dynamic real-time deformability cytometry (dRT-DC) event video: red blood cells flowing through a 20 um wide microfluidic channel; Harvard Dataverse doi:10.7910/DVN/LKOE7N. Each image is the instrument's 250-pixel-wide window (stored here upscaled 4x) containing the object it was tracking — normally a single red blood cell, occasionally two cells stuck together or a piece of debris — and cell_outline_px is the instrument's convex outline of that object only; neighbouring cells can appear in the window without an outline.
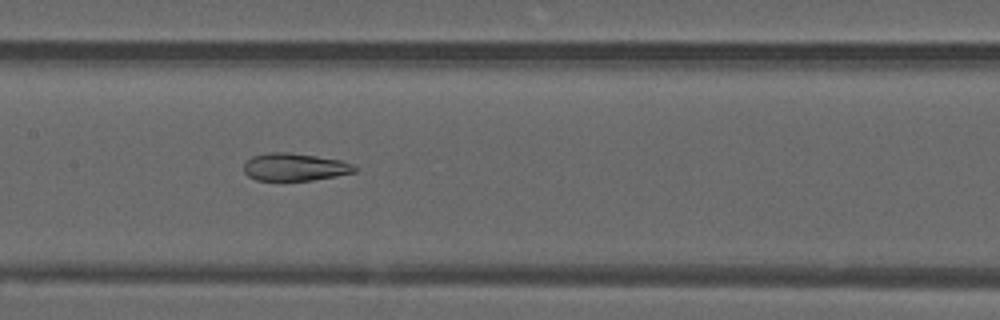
{"species": "common noctule bat (a hibernating species)", "species_latin": "Nyctalus noctula", "temperature_condition": "warm", "stored_images_in_passage": 40, "camera_frame_rate_fps": 3000, "um_per_image_px": 0.085, "animal": {"sex": "male", "forearm_length_mm": 52.5}, "frame": {"image": 1, "passage_image": 21, "time_ms": 6.667, "image_size_px": [1000, 320], "cell_outline_px": [[356, 172], [336, 176], [312, 180], [256, 180], [248, 176], [244, 172], [244, 164], [252, 156], [268, 152], [288, 152], [316, 156], [340, 160], [352, 164], [356, 168]], "centroid_in_image_um": [25.04, 14.19], "position_along_channel_um": 182.4, "area_um2": 17.74}}
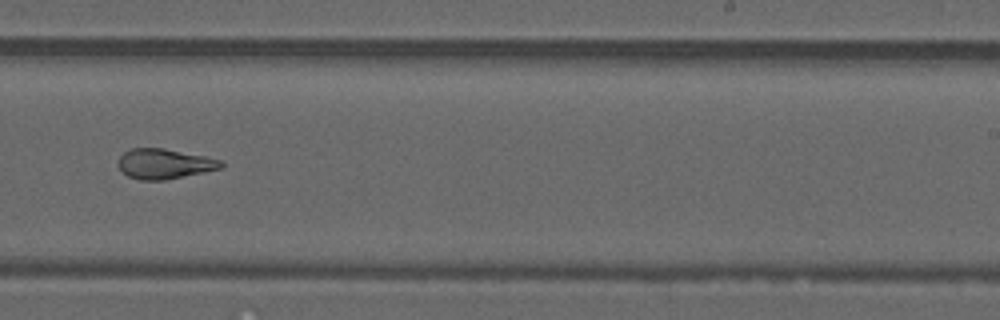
{"frame": {"image": 2, "passage_image": 28, "time_ms": 9.0, "image_size_px": [1000, 320], "cell_outline_px": [[224, 168], [164, 180], [140, 180], [128, 176], [116, 164], [120, 156], [124, 152], [132, 148], [164, 148], [204, 156], [220, 160], [224, 164]], "centroid_in_image_um": [13.97, 13.92], "position_along_channel_um": 275.0, "area_um2": 17.98}}
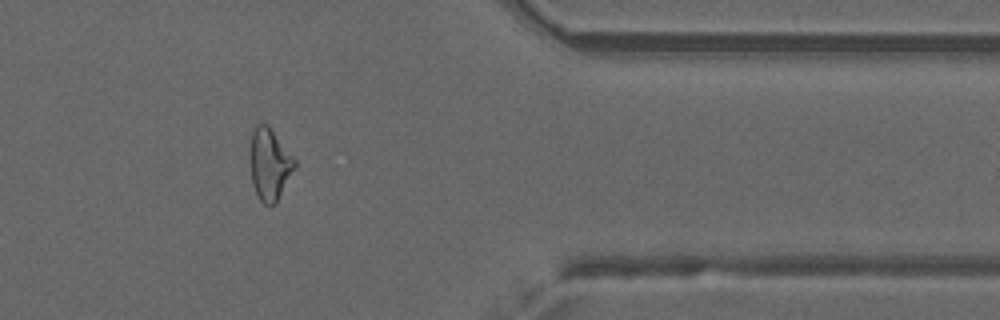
{"frame": {"image": 3, "passage_image": 38, "time_ms": 12.333, "image_size_px": [1000, 320], "cell_outline_px": [[296, 164], [276, 200], [272, 204], [264, 204], [260, 200], [252, 184], [248, 156], [252, 132], [256, 124], [268, 124], [296, 160]], "centroid_in_image_um": [22.86, 13.89], "position_along_channel_um": 388.5, "area_um2": 18.44}, "authors_computed_cell_mechanics": {"area_um2": 18.8139, "velocity_mm_per_s": 3.9992, "shape_relaxation_time_tau1_ms": null, "shape_relaxation_time_tau2_ms": 2.3789, "deformation_change_tau1": null, "deformation_change_tau2": 0.1102}}